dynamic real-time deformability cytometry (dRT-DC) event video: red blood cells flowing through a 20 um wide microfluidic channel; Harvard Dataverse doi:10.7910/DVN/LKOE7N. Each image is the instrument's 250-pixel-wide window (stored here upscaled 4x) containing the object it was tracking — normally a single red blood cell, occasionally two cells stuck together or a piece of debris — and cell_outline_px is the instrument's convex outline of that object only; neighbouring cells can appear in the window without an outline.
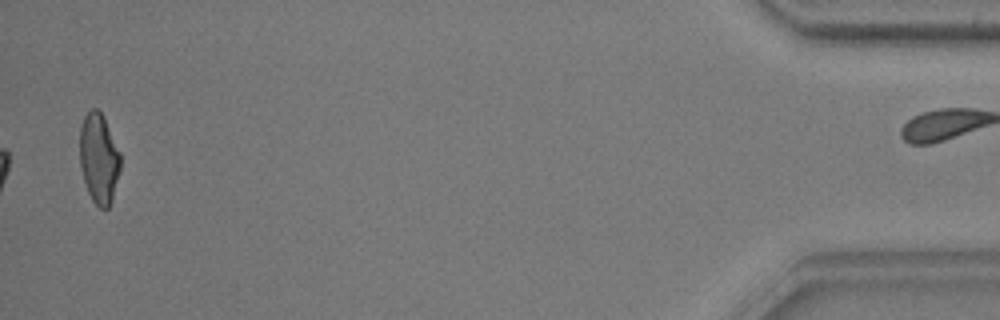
{"species": "common noctule bat (a hibernating species)", "species_latin": "Nyctalus noctula", "temperature_condition": "warm", "stored_images_in_passage": 39, "camera_frame_rate_fps": 3000, "um_per_image_px": 0.085, "animal": {"sex": "male", "body_mass_g": 17.9, "forearm_length_mm": 54.2}, "frame": {"image": 1, "passage_image": 39, "time_ms": 12.667, "image_size_px": [1000, 320], "cell_outline_px": [[120, 168], [112, 200], [108, 208], [100, 208], [92, 200], [88, 192], [84, 180], [80, 164], [80, 124], [84, 116], [92, 108], [96, 108], [104, 116], [120, 152]], "centroid_in_image_um": [8.4, 13.44], "position_along_channel_um": 426.8, "area_um2": 21.33}, "authors_computed_cell_mechanics": {"area_um2": 21.964, "velocity_mm_per_s": 3.767, "shape_relaxation_time_tau1_ms": 5.1924, "shape_relaxation_time_tau2_ms": 1.0283, "deformation_change_tau1": 0.1968, "deformation_change_tau2": 0.0626}}